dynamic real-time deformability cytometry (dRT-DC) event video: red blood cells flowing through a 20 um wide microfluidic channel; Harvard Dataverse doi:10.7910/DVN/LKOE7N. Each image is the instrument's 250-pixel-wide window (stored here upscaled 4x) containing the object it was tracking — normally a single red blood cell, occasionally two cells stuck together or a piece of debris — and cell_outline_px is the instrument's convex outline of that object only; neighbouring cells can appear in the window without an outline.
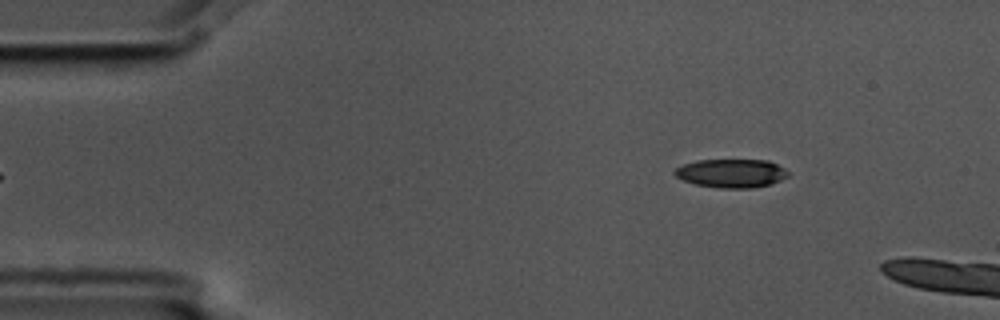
{"species": "common noctule bat (a hibernating species)", "species_latin": "Nyctalus noctula", "temperature_condition": "cold", "stored_images_in_passage": 2, "camera_frame_rate_fps": 3000, "um_per_image_px": 0.085, "animal": {"sex": "male", "body_mass_g": 17.5, "forearm_length_mm": 52.3}, "frame": {"image": 1, "passage_image": 1, "time_ms": 0.0, "image_size_px": [1000, 320], "cell_outline_px": [[788, 176], [772, 184], [752, 188], [720, 188], [696, 184], [684, 180], [676, 176], [672, 172], [676, 168], [684, 164], [696, 160], [768, 160], [784, 168], [788, 172]], "centroid_in_image_um": [62.17, 14.73], "position_along_channel_um": 22.8, "area_um2": 18.84}}